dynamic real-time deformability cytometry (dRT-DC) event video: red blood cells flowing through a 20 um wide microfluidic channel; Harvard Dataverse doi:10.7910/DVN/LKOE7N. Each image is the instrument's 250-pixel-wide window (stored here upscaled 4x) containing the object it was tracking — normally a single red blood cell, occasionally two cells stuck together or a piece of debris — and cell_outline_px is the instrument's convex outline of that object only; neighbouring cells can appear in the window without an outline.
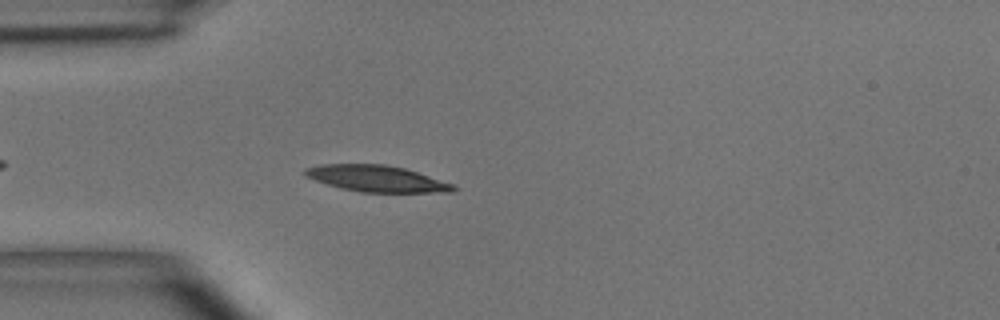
{"species": "common noctule bat (a hibernating species)", "species_latin": "Nyctalus noctula", "temperature_condition": "room temperature", "stored_images_in_passage": 4, "camera_frame_rate_fps": 3000, "um_per_image_px": 0.085, "animal": {"sex": "male", "body_mass_g": 15.6}, "frame": {"image": 1, "passage_image": 4, "time_ms": 3.667, "image_size_px": [1000, 320], "cell_outline_px": [[456, 188], [452, 192], [360, 192], [340, 188], [304, 176], [304, 168], [320, 164], [384, 164], [404, 168], [452, 184]], "centroid_in_image_um": [31.95, 15.17], "position_along_channel_um": 53.0, "area_um2": 22.48}}